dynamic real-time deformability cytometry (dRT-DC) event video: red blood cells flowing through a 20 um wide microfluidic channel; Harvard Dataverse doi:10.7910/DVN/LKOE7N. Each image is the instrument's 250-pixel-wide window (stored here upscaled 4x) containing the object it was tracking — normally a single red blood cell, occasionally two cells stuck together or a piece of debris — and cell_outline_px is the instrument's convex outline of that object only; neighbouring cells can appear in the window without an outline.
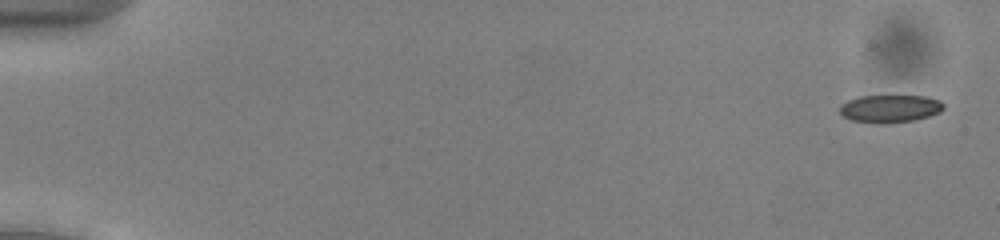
{"species": "common noctule bat (a hibernating species)", "species_latin": "Nyctalus noctula", "temperature_condition": "cold", "stored_images_in_passage": 54, "camera_frame_rate_fps": 3000, "um_per_image_px": 0.085, "animal": {"sex": "male", "body_mass_g": 13.0, "forearm_length_mm": 53.1}, "frame": {"image": 1, "passage_image": 2, "time_ms": 0.333, "image_size_px": [1000, 240], "cell_outline_px": [[944, 108], [940, 112], [928, 116], [912, 120], [888, 124], [876, 124], [852, 120], [844, 116], [840, 112], [840, 104], [848, 100], [860, 96], [924, 96], [940, 100], [944, 104]], "centroid_in_image_um": [75.64, 9.24], "position_along_channel_um": 9.4, "area_um2": 16.82}}
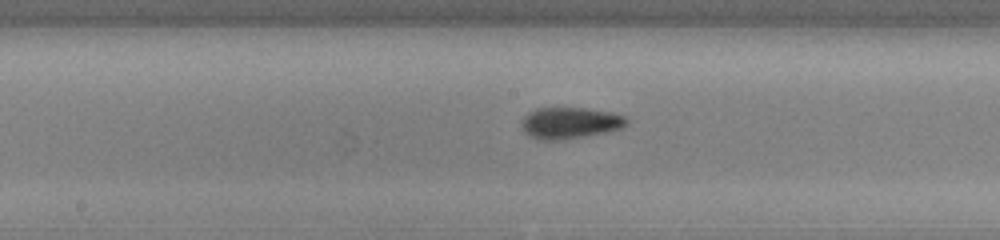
{"frame": {"image": 2, "passage_image": 29, "time_ms": 9.333, "image_size_px": [1000, 240], "cell_outline_px": [[628, 124], [620, 128], [608, 132], [584, 136], [556, 140], [540, 140], [524, 132], [520, 124], [524, 116], [528, 112], [536, 108], [588, 108], [612, 112], [624, 116], [628, 120]], "centroid_in_image_um": [48.44, 10.44], "position_along_channel_um": 199.8, "area_um2": 19.25}}
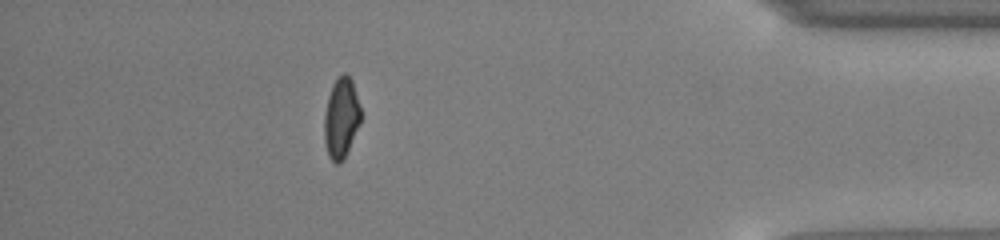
{"frame": {"image": 3, "passage_image": 48, "time_ms": 15.667, "image_size_px": [1000, 240], "cell_outline_px": [[364, 116], [344, 160], [340, 164], [336, 164], [328, 156], [324, 144], [324, 116], [328, 96], [332, 84], [336, 76], [344, 72], [352, 80]], "centroid_in_image_um": [29.02, 10.04], "position_along_channel_um": 406.2, "area_um2": 17.8}, "authors_computed_cell_mechanics": {"area_um2": 17.7735, "velocity_mm_per_s": 3.9215, "shape_relaxation_time_tau1_ms": 3.6499, "shape_relaxation_time_tau2_ms": 2.6202, "deformation_change_tau1": 0.1141, "deformation_change_tau2": 0.0925}}